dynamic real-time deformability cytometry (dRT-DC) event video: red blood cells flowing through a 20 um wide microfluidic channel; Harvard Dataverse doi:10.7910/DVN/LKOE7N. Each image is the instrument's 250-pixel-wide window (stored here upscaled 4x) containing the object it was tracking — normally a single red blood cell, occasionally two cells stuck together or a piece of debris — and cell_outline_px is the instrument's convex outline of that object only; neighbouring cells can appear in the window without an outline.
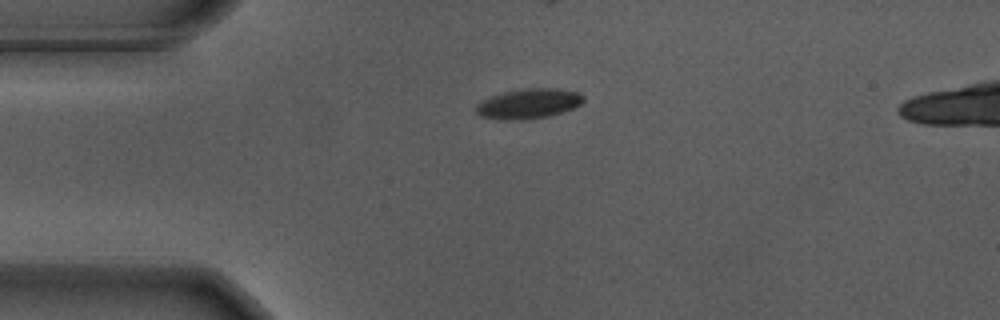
{"species": "Egyptian fruit bat (a non-hibernating species)", "species_latin": "Rousettus aegyptiacus", "temperature_condition": "warm", "stored_images_in_passage": 31, "camera_frame_rate_fps": 3000, "um_per_image_px": 0.085, "animal": {"sex": "male"}, "frame": {"image": 1, "passage_image": 1, "time_ms": 0.0, "image_size_px": [1000, 320], "cell_outline_px": [[584, 100], [580, 104], [572, 108], [548, 116], [520, 120], [504, 120], [480, 116], [476, 112], [476, 104], [492, 96], [504, 92], [524, 88], [552, 88], [580, 92], [584, 96]], "centroid_in_image_um": [44.93, 8.81], "position_along_channel_um": 40.1, "area_um2": 18.55}}
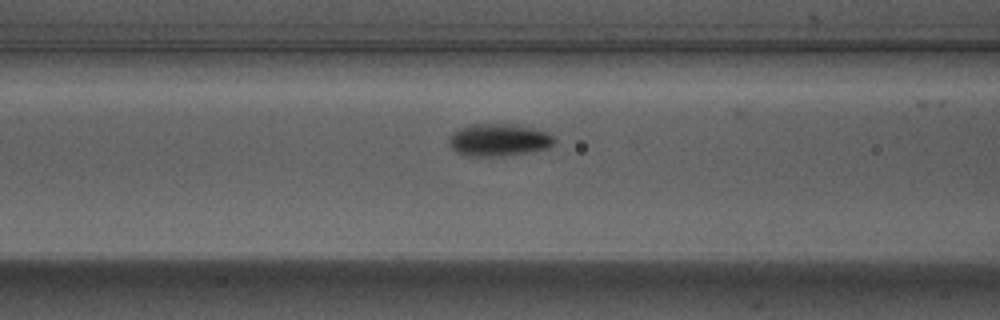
{"frame": {"image": 2, "passage_image": 10, "time_ms": 3.0, "image_size_px": [1000, 320], "cell_outline_px": [[556, 140], [548, 148], [504, 156], [468, 156], [456, 152], [448, 144], [448, 136], [452, 132], [460, 128], [472, 124], [512, 124], [532, 128], [548, 132]], "centroid_in_image_um": [42.35, 11.89], "position_along_channel_um": 124.3, "area_um2": 19.88}}
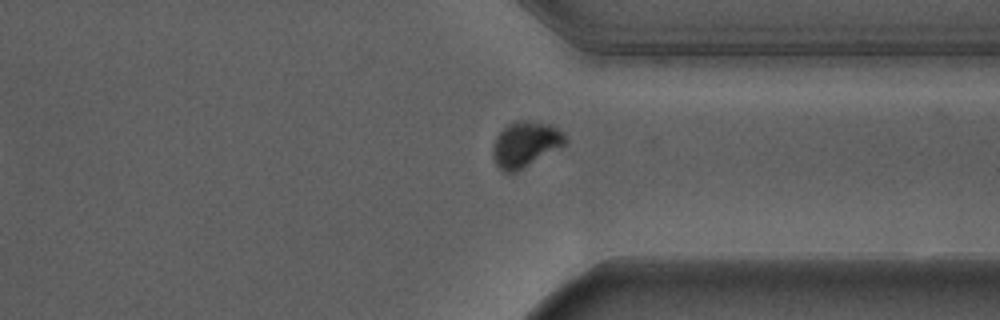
{"frame": {"image": 3, "passage_image": 30, "time_ms": 9.667, "image_size_px": [1000, 320], "cell_outline_px": [[568, 140], [564, 144], [516, 172], [504, 172], [496, 164], [492, 156], [492, 148], [496, 136], [508, 124], [516, 120], [524, 120], [548, 124], [556, 128]], "centroid_in_image_um": [44.6, 12.26], "position_along_channel_um": 366.8, "area_um2": 18.73}}